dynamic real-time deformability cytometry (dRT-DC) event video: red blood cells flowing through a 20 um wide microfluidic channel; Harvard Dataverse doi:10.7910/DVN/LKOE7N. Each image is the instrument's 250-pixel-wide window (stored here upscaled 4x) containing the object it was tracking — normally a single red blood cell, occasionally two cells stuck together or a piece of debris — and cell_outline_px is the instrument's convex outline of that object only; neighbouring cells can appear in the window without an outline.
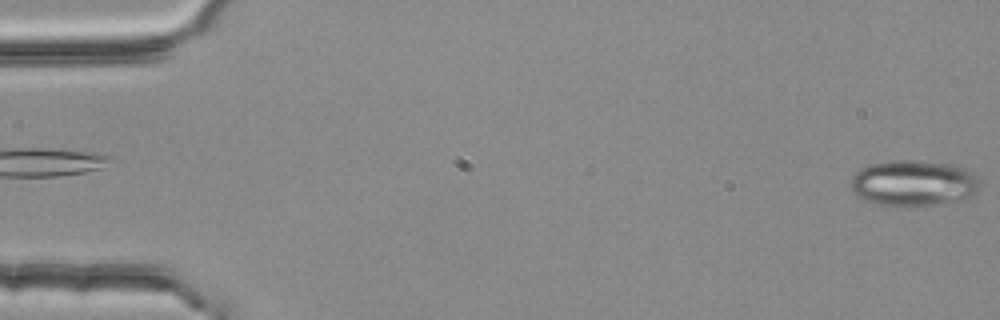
{"species": "common noctule bat (a hibernating species)", "species_latin": "Nyctalus noctula", "temperature_condition": "room temperature", "stored_images_in_passage": 3, "camera_frame_rate_fps": 3000, "um_per_image_px": 0.085, "animal": {"sex": "female", "body_mass_g": 25.1}, "frame": {"image": 1, "passage_image": 3, "time_ms": 0.667, "image_size_px": [1000, 320], "cell_outline_px": [[976, 192], [972, 196], [960, 200], [928, 204], [880, 204], [864, 200], [856, 196], [852, 192], [852, 176], [860, 168], [868, 164], [892, 160], [916, 160], [952, 164], [964, 168], [976, 176]], "centroid_in_image_um": [77.59, 15.52], "position_along_channel_um": 7.4, "area_um2": 33.81}}